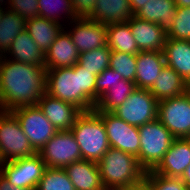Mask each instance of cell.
Listing matches in <instances>:
<instances>
[{
  "label": "cell",
  "instance_id": "cell-1",
  "mask_svg": "<svg viewBox=\"0 0 190 190\" xmlns=\"http://www.w3.org/2000/svg\"><path fill=\"white\" fill-rule=\"evenodd\" d=\"M46 93V68L0 56V110L37 105Z\"/></svg>",
  "mask_w": 190,
  "mask_h": 190
},
{
  "label": "cell",
  "instance_id": "cell-2",
  "mask_svg": "<svg viewBox=\"0 0 190 190\" xmlns=\"http://www.w3.org/2000/svg\"><path fill=\"white\" fill-rule=\"evenodd\" d=\"M96 78L78 63L72 67L46 69V93L75 105L82 112L92 111Z\"/></svg>",
  "mask_w": 190,
  "mask_h": 190
},
{
  "label": "cell",
  "instance_id": "cell-3",
  "mask_svg": "<svg viewBox=\"0 0 190 190\" xmlns=\"http://www.w3.org/2000/svg\"><path fill=\"white\" fill-rule=\"evenodd\" d=\"M97 164L102 184L109 190H122L137 184L146 173L135 156L112 147Z\"/></svg>",
  "mask_w": 190,
  "mask_h": 190
},
{
  "label": "cell",
  "instance_id": "cell-4",
  "mask_svg": "<svg viewBox=\"0 0 190 190\" xmlns=\"http://www.w3.org/2000/svg\"><path fill=\"white\" fill-rule=\"evenodd\" d=\"M82 160L98 162L110 148L102 118L94 111L82 112L71 128Z\"/></svg>",
  "mask_w": 190,
  "mask_h": 190
},
{
  "label": "cell",
  "instance_id": "cell-5",
  "mask_svg": "<svg viewBox=\"0 0 190 190\" xmlns=\"http://www.w3.org/2000/svg\"><path fill=\"white\" fill-rule=\"evenodd\" d=\"M140 151L137 157L139 165L145 170H153L163 159L175 137L155 119L138 127Z\"/></svg>",
  "mask_w": 190,
  "mask_h": 190
},
{
  "label": "cell",
  "instance_id": "cell-6",
  "mask_svg": "<svg viewBox=\"0 0 190 190\" xmlns=\"http://www.w3.org/2000/svg\"><path fill=\"white\" fill-rule=\"evenodd\" d=\"M0 151L6 162L37 153L11 111L0 110Z\"/></svg>",
  "mask_w": 190,
  "mask_h": 190
},
{
  "label": "cell",
  "instance_id": "cell-7",
  "mask_svg": "<svg viewBox=\"0 0 190 190\" xmlns=\"http://www.w3.org/2000/svg\"><path fill=\"white\" fill-rule=\"evenodd\" d=\"M157 119L175 138H189L190 90L178 97L158 101Z\"/></svg>",
  "mask_w": 190,
  "mask_h": 190
},
{
  "label": "cell",
  "instance_id": "cell-8",
  "mask_svg": "<svg viewBox=\"0 0 190 190\" xmlns=\"http://www.w3.org/2000/svg\"><path fill=\"white\" fill-rule=\"evenodd\" d=\"M112 113L126 123L140 127L157 119L158 100L149 90L136 88Z\"/></svg>",
  "mask_w": 190,
  "mask_h": 190
},
{
  "label": "cell",
  "instance_id": "cell-9",
  "mask_svg": "<svg viewBox=\"0 0 190 190\" xmlns=\"http://www.w3.org/2000/svg\"><path fill=\"white\" fill-rule=\"evenodd\" d=\"M11 112L36 152L58 132L37 105L19 107Z\"/></svg>",
  "mask_w": 190,
  "mask_h": 190
},
{
  "label": "cell",
  "instance_id": "cell-10",
  "mask_svg": "<svg viewBox=\"0 0 190 190\" xmlns=\"http://www.w3.org/2000/svg\"><path fill=\"white\" fill-rule=\"evenodd\" d=\"M37 153L49 168H65L82 160L79 145L71 130L58 131Z\"/></svg>",
  "mask_w": 190,
  "mask_h": 190
},
{
  "label": "cell",
  "instance_id": "cell-11",
  "mask_svg": "<svg viewBox=\"0 0 190 190\" xmlns=\"http://www.w3.org/2000/svg\"><path fill=\"white\" fill-rule=\"evenodd\" d=\"M95 112L102 118L110 147L137 158L140 151L138 127L126 123L112 112Z\"/></svg>",
  "mask_w": 190,
  "mask_h": 190
},
{
  "label": "cell",
  "instance_id": "cell-12",
  "mask_svg": "<svg viewBox=\"0 0 190 190\" xmlns=\"http://www.w3.org/2000/svg\"><path fill=\"white\" fill-rule=\"evenodd\" d=\"M46 168V164L40 155L36 153L31 157L5 162L1 174L14 186L36 190Z\"/></svg>",
  "mask_w": 190,
  "mask_h": 190
},
{
  "label": "cell",
  "instance_id": "cell-13",
  "mask_svg": "<svg viewBox=\"0 0 190 190\" xmlns=\"http://www.w3.org/2000/svg\"><path fill=\"white\" fill-rule=\"evenodd\" d=\"M67 24L64 25V28L77 47L79 54L107 46L106 24L85 17H78ZM67 28L69 29L67 30Z\"/></svg>",
  "mask_w": 190,
  "mask_h": 190
},
{
  "label": "cell",
  "instance_id": "cell-14",
  "mask_svg": "<svg viewBox=\"0 0 190 190\" xmlns=\"http://www.w3.org/2000/svg\"><path fill=\"white\" fill-rule=\"evenodd\" d=\"M44 116L58 131H70L82 111L75 105L45 93L37 103Z\"/></svg>",
  "mask_w": 190,
  "mask_h": 190
},
{
  "label": "cell",
  "instance_id": "cell-15",
  "mask_svg": "<svg viewBox=\"0 0 190 190\" xmlns=\"http://www.w3.org/2000/svg\"><path fill=\"white\" fill-rule=\"evenodd\" d=\"M190 165V139L175 138L163 159L152 170L166 177L180 178Z\"/></svg>",
  "mask_w": 190,
  "mask_h": 190
},
{
  "label": "cell",
  "instance_id": "cell-16",
  "mask_svg": "<svg viewBox=\"0 0 190 190\" xmlns=\"http://www.w3.org/2000/svg\"><path fill=\"white\" fill-rule=\"evenodd\" d=\"M128 24L139 51H163L167 33L157 23L132 16Z\"/></svg>",
  "mask_w": 190,
  "mask_h": 190
},
{
  "label": "cell",
  "instance_id": "cell-17",
  "mask_svg": "<svg viewBox=\"0 0 190 190\" xmlns=\"http://www.w3.org/2000/svg\"><path fill=\"white\" fill-rule=\"evenodd\" d=\"M78 59L79 52L77 47L64 28L45 53V68L72 67L78 63Z\"/></svg>",
  "mask_w": 190,
  "mask_h": 190
},
{
  "label": "cell",
  "instance_id": "cell-18",
  "mask_svg": "<svg viewBox=\"0 0 190 190\" xmlns=\"http://www.w3.org/2000/svg\"><path fill=\"white\" fill-rule=\"evenodd\" d=\"M165 64L163 51H139L135 76L136 88L150 90Z\"/></svg>",
  "mask_w": 190,
  "mask_h": 190
},
{
  "label": "cell",
  "instance_id": "cell-19",
  "mask_svg": "<svg viewBox=\"0 0 190 190\" xmlns=\"http://www.w3.org/2000/svg\"><path fill=\"white\" fill-rule=\"evenodd\" d=\"M64 169L75 190H100L104 188L96 162L80 160L67 165Z\"/></svg>",
  "mask_w": 190,
  "mask_h": 190
},
{
  "label": "cell",
  "instance_id": "cell-20",
  "mask_svg": "<svg viewBox=\"0 0 190 190\" xmlns=\"http://www.w3.org/2000/svg\"><path fill=\"white\" fill-rule=\"evenodd\" d=\"M4 57L17 62L45 67V54L37 46L26 29L14 38L10 49Z\"/></svg>",
  "mask_w": 190,
  "mask_h": 190
},
{
  "label": "cell",
  "instance_id": "cell-21",
  "mask_svg": "<svg viewBox=\"0 0 190 190\" xmlns=\"http://www.w3.org/2000/svg\"><path fill=\"white\" fill-rule=\"evenodd\" d=\"M163 54L166 65L190 85V41L166 38Z\"/></svg>",
  "mask_w": 190,
  "mask_h": 190
},
{
  "label": "cell",
  "instance_id": "cell-22",
  "mask_svg": "<svg viewBox=\"0 0 190 190\" xmlns=\"http://www.w3.org/2000/svg\"><path fill=\"white\" fill-rule=\"evenodd\" d=\"M132 16L129 0H96L94 11L87 18L109 25L126 23Z\"/></svg>",
  "mask_w": 190,
  "mask_h": 190
},
{
  "label": "cell",
  "instance_id": "cell-23",
  "mask_svg": "<svg viewBox=\"0 0 190 190\" xmlns=\"http://www.w3.org/2000/svg\"><path fill=\"white\" fill-rule=\"evenodd\" d=\"M189 90L186 81L174 69L165 64L149 91L158 101H161L178 97Z\"/></svg>",
  "mask_w": 190,
  "mask_h": 190
},
{
  "label": "cell",
  "instance_id": "cell-24",
  "mask_svg": "<svg viewBox=\"0 0 190 190\" xmlns=\"http://www.w3.org/2000/svg\"><path fill=\"white\" fill-rule=\"evenodd\" d=\"M176 9L174 0H149L134 16L157 23L167 33L171 28Z\"/></svg>",
  "mask_w": 190,
  "mask_h": 190
},
{
  "label": "cell",
  "instance_id": "cell-25",
  "mask_svg": "<svg viewBox=\"0 0 190 190\" xmlns=\"http://www.w3.org/2000/svg\"><path fill=\"white\" fill-rule=\"evenodd\" d=\"M63 29L62 22L58 23L40 16L26 21L28 34L44 54Z\"/></svg>",
  "mask_w": 190,
  "mask_h": 190
},
{
  "label": "cell",
  "instance_id": "cell-26",
  "mask_svg": "<svg viewBox=\"0 0 190 190\" xmlns=\"http://www.w3.org/2000/svg\"><path fill=\"white\" fill-rule=\"evenodd\" d=\"M106 27L107 46L111 51L130 54H137L139 52L128 22L109 24Z\"/></svg>",
  "mask_w": 190,
  "mask_h": 190
},
{
  "label": "cell",
  "instance_id": "cell-27",
  "mask_svg": "<svg viewBox=\"0 0 190 190\" xmlns=\"http://www.w3.org/2000/svg\"><path fill=\"white\" fill-rule=\"evenodd\" d=\"M26 29V20L17 13L3 8L0 22V56L10 49L14 38Z\"/></svg>",
  "mask_w": 190,
  "mask_h": 190
},
{
  "label": "cell",
  "instance_id": "cell-28",
  "mask_svg": "<svg viewBox=\"0 0 190 190\" xmlns=\"http://www.w3.org/2000/svg\"><path fill=\"white\" fill-rule=\"evenodd\" d=\"M136 89L134 82L122 79L121 83L112 86L95 105L94 111L113 112Z\"/></svg>",
  "mask_w": 190,
  "mask_h": 190
},
{
  "label": "cell",
  "instance_id": "cell-29",
  "mask_svg": "<svg viewBox=\"0 0 190 190\" xmlns=\"http://www.w3.org/2000/svg\"><path fill=\"white\" fill-rule=\"evenodd\" d=\"M38 4V16L44 17L48 20L58 23L62 20L63 23L65 22L64 25H66L67 22L70 23L72 20L78 18L74 12L71 0H38ZM61 15L64 17L65 21L61 18Z\"/></svg>",
  "mask_w": 190,
  "mask_h": 190
},
{
  "label": "cell",
  "instance_id": "cell-30",
  "mask_svg": "<svg viewBox=\"0 0 190 190\" xmlns=\"http://www.w3.org/2000/svg\"><path fill=\"white\" fill-rule=\"evenodd\" d=\"M111 50L108 46L79 54L78 64L96 76L109 67Z\"/></svg>",
  "mask_w": 190,
  "mask_h": 190
},
{
  "label": "cell",
  "instance_id": "cell-31",
  "mask_svg": "<svg viewBox=\"0 0 190 190\" xmlns=\"http://www.w3.org/2000/svg\"><path fill=\"white\" fill-rule=\"evenodd\" d=\"M36 190H75L64 168L45 169Z\"/></svg>",
  "mask_w": 190,
  "mask_h": 190
},
{
  "label": "cell",
  "instance_id": "cell-32",
  "mask_svg": "<svg viewBox=\"0 0 190 190\" xmlns=\"http://www.w3.org/2000/svg\"><path fill=\"white\" fill-rule=\"evenodd\" d=\"M137 54L111 51L109 67L115 70L123 79L135 83Z\"/></svg>",
  "mask_w": 190,
  "mask_h": 190
},
{
  "label": "cell",
  "instance_id": "cell-33",
  "mask_svg": "<svg viewBox=\"0 0 190 190\" xmlns=\"http://www.w3.org/2000/svg\"><path fill=\"white\" fill-rule=\"evenodd\" d=\"M167 38L190 41V8L177 7Z\"/></svg>",
  "mask_w": 190,
  "mask_h": 190
},
{
  "label": "cell",
  "instance_id": "cell-34",
  "mask_svg": "<svg viewBox=\"0 0 190 190\" xmlns=\"http://www.w3.org/2000/svg\"><path fill=\"white\" fill-rule=\"evenodd\" d=\"M144 179L152 190H190L181 178L166 177L156 174L152 170L146 171Z\"/></svg>",
  "mask_w": 190,
  "mask_h": 190
},
{
  "label": "cell",
  "instance_id": "cell-35",
  "mask_svg": "<svg viewBox=\"0 0 190 190\" xmlns=\"http://www.w3.org/2000/svg\"><path fill=\"white\" fill-rule=\"evenodd\" d=\"M122 79V76L110 67L97 75L95 81V105L101 96L112 88L113 85L121 83Z\"/></svg>",
  "mask_w": 190,
  "mask_h": 190
},
{
  "label": "cell",
  "instance_id": "cell-36",
  "mask_svg": "<svg viewBox=\"0 0 190 190\" xmlns=\"http://www.w3.org/2000/svg\"><path fill=\"white\" fill-rule=\"evenodd\" d=\"M38 7V0H9L5 9L17 13L27 21L38 16Z\"/></svg>",
  "mask_w": 190,
  "mask_h": 190
},
{
  "label": "cell",
  "instance_id": "cell-37",
  "mask_svg": "<svg viewBox=\"0 0 190 190\" xmlns=\"http://www.w3.org/2000/svg\"><path fill=\"white\" fill-rule=\"evenodd\" d=\"M74 12L77 17L87 18L96 6V0H71Z\"/></svg>",
  "mask_w": 190,
  "mask_h": 190
},
{
  "label": "cell",
  "instance_id": "cell-38",
  "mask_svg": "<svg viewBox=\"0 0 190 190\" xmlns=\"http://www.w3.org/2000/svg\"><path fill=\"white\" fill-rule=\"evenodd\" d=\"M0 190H33V189L14 186L13 184L9 183L2 174H0Z\"/></svg>",
  "mask_w": 190,
  "mask_h": 190
},
{
  "label": "cell",
  "instance_id": "cell-39",
  "mask_svg": "<svg viewBox=\"0 0 190 190\" xmlns=\"http://www.w3.org/2000/svg\"><path fill=\"white\" fill-rule=\"evenodd\" d=\"M122 190H152V188L149 183L145 179H143L141 182L132 186H128L127 188Z\"/></svg>",
  "mask_w": 190,
  "mask_h": 190
},
{
  "label": "cell",
  "instance_id": "cell-40",
  "mask_svg": "<svg viewBox=\"0 0 190 190\" xmlns=\"http://www.w3.org/2000/svg\"><path fill=\"white\" fill-rule=\"evenodd\" d=\"M149 0H129L132 12L135 14L138 10H140L145 3Z\"/></svg>",
  "mask_w": 190,
  "mask_h": 190
},
{
  "label": "cell",
  "instance_id": "cell-41",
  "mask_svg": "<svg viewBox=\"0 0 190 190\" xmlns=\"http://www.w3.org/2000/svg\"><path fill=\"white\" fill-rule=\"evenodd\" d=\"M183 183L190 189V165L185 169L183 175L180 177Z\"/></svg>",
  "mask_w": 190,
  "mask_h": 190
},
{
  "label": "cell",
  "instance_id": "cell-42",
  "mask_svg": "<svg viewBox=\"0 0 190 190\" xmlns=\"http://www.w3.org/2000/svg\"><path fill=\"white\" fill-rule=\"evenodd\" d=\"M177 7L190 8V0H174Z\"/></svg>",
  "mask_w": 190,
  "mask_h": 190
},
{
  "label": "cell",
  "instance_id": "cell-43",
  "mask_svg": "<svg viewBox=\"0 0 190 190\" xmlns=\"http://www.w3.org/2000/svg\"><path fill=\"white\" fill-rule=\"evenodd\" d=\"M5 162L6 161L4 160V158H3L2 154H1V151H0V174L2 173V170L4 168Z\"/></svg>",
  "mask_w": 190,
  "mask_h": 190
},
{
  "label": "cell",
  "instance_id": "cell-44",
  "mask_svg": "<svg viewBox=\"0 0 190 190\" xmlns=\"http://www.w3.org/2000/svg\"><path fill=\"white\" fill-rule=\"evenodd\" d=\"M5 3V4H4ZM9 3V0H0V8H5L6 4ZM4 4V5H3Z\"/></svg>",
  "mask_w": 190,
  "mask_h": 190
},
{
  "label": "cell",
  "instance_id": "cell-45",
  "mask_svg": "<svg viewBox=\"0 0 190 190\" xmlns=\"http://www.w3.org/2000/svg\"><path fill=\"white\" fill-rule=\"evenodd\" d=\"M2 14H3V8H0V22H1V19H2Z\"/></svg>",
  "mask_w": 190,
  "mask_h": 190
}]
</instances>
